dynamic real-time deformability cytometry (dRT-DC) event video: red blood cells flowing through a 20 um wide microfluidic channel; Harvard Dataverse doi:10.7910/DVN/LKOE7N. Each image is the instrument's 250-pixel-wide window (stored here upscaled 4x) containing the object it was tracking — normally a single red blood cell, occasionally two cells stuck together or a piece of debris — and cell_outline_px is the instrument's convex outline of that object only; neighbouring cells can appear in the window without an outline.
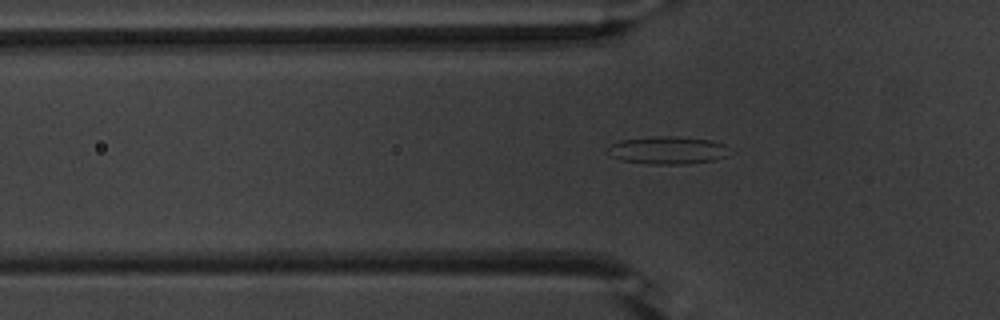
{"species": "common noctule bat (a hibernating species)", "species_latin": "Nyctalus noctula", "temperature_condition": "warm", "stored_images_in_passage": 38, "camera_frame_rate_fps": 3000, "um_per_image_px": 0.085, "animal": {"sex": "male", "body_mass_g": 20.1, "forearm_length_mm": 53.5}, "frame": {"image": 1, "passage_image": 3, "time_ms": 0.667, "image_size_px": [1000, 320], "cell_outline_px": [[728, 156], [716, 160], [684, 164], [652, 164], [620, 160], [612, 156], [604, 148], [608, 144], [620, 140], [652, 136], [676, 136], [712, 140], [724, 144]], "centroid_in_image_um": [56.69, 12.76], "position_along_channel_um": 69.1, "area_um2": 19.88}}
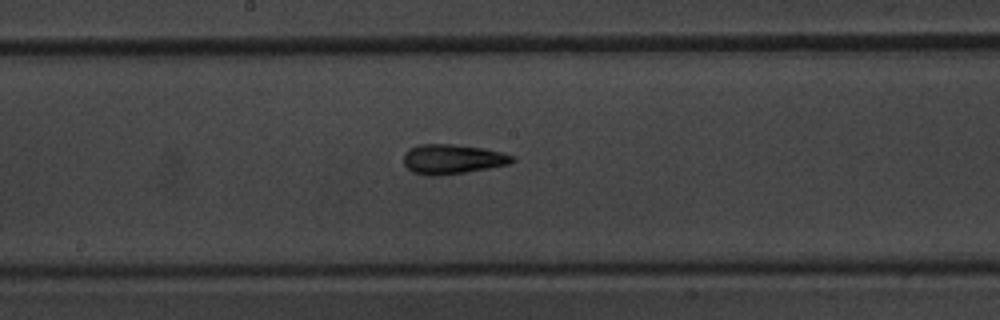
{"frame": {"image": 2, "passage_image": 14, "time_ms": 4.333, "image_size_px": [1000, 320], "cell_outline_px": [[516, 160], [508, 164], [488, 168], [464, 172], [436, 176], [428, 176], [412, 172], [404, 164], [404, 152], [408, 148], [416, 144], [452, 144], [484, 148], [516, 156]], "centroid_in_image_um": [38.43, 13.52], "position_along_channel_um": 209.8, "area_um2": 18.9}}
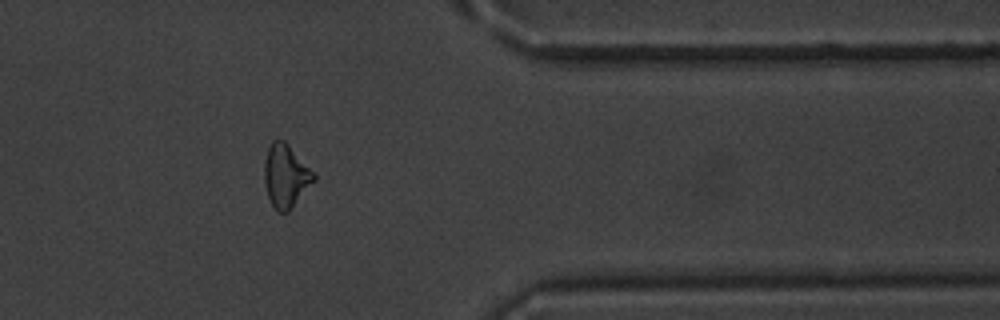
{"frame": {"image": 3, "passage_image": 29, "time_ms": 9.333, "image_size_px": [1000, 320], "cell_outline_px": [[316, 180], [288, 212], [276, 212], [268, 196], [264, 184], [264, 160], [268, 148], [272, 140], [276, 136], [284, 140], [288, 144], [316, 176]], "centroid_in_image_um": [24.26, 14.94], "position_along_channel_um": 387.1, "area_um2": 18.26}, "authors_computed_cell_mechanics": {"area_um2": 18.1203, "velocity_mm_per_s": 3.8191, "shape_relaxation_time_tau1_ms": null, "shape_relaxation_time_tau2_ms": 3.0111, "deformation_change_tau1": null, "deformation_change_tau2": 0.1305}}